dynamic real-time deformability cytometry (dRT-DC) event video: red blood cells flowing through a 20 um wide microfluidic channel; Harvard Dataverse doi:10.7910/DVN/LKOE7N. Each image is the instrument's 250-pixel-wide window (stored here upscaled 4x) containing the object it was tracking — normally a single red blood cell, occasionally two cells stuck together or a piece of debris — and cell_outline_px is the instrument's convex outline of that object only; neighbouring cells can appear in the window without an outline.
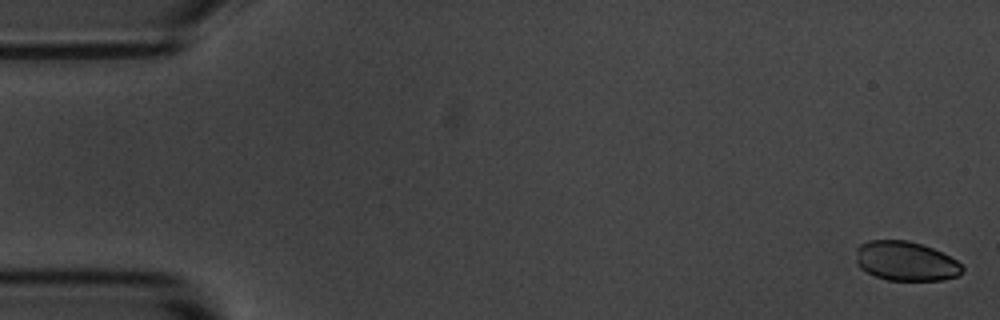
{"species": "common noctule bat (a hibernating species)", "species_latin": "Nyctalus noctula", "temperature_condition": "room temperature", "stored_images_in_passage": 4, "camera_frame_rate_fps": 3000, "um_per_image_px": 0.085, "animal": {"sex": "male", "body_mass_g": 20.1, "forearm_length_mm": 53.5}, "frame": {"image": 1, "passage_image": 1, "time_ms": 0.0, "image_size_px": [1000, 320], "cell_outline_px": [[964, 268], [956, 276], [944, 280], [888, 280], [876, 276], [860, 268], [856, 264], [856, 248], [860, 244], [868, 240], [908, 240], [932, 248], [956, 260]], "centroid_in_image_um": [76.94, 22.19], "position_along_channel_um": 8.1, "area_um2": 24.28}}